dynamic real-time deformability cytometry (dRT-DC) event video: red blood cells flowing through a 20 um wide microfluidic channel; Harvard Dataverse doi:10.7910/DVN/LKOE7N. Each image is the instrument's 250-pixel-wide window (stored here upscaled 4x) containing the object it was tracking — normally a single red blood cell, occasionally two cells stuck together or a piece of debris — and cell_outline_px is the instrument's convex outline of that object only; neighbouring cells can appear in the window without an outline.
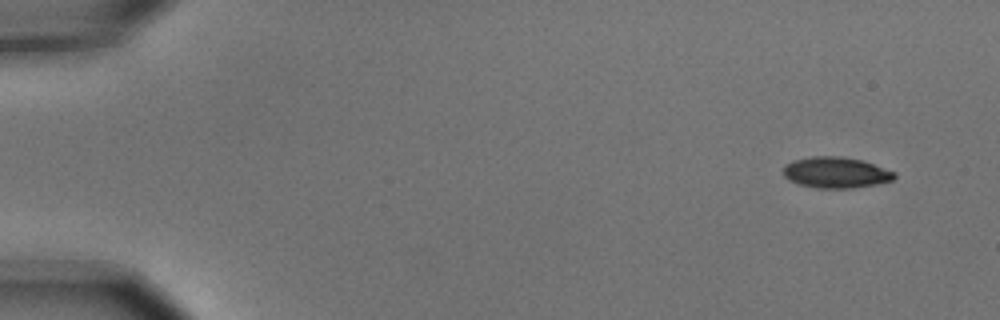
{"species": "common noctule bat (a hibernating species)", "species_latin": "Nyctalus noctula", "temperature_condition": "cold", "stored_images_in_passage": 10, "camera_frame_rate_fps": 3000, "um_per_image_px": 0.085, "animal": {"sex": "male", "body_mass_g": 15.6}, "frame": {"image": 1, "passage_image": 1, "time_ms": 0.0, "image_size_px": [1000, 320], "cell_outline_px": [[896, 176], [892, 180], [876, 184], [852, 188], [820, 188], [800, 184], [788, 180], [784, 176], [784, 164], [792, 160], [812, 156], [840, 156], [864, 160], [896, 172]], "centroid_in_image_um": [71.05, 14.65], "position_along_channel_um": 13.9, "area_um2": 20.17}}
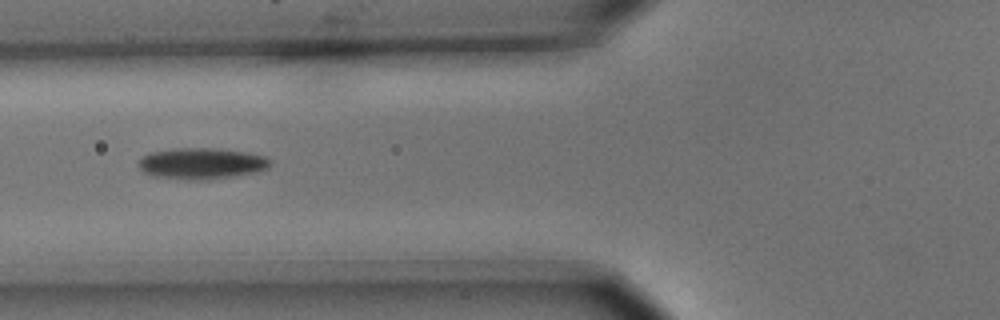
{"frame": {"image": 2, "passage_image": 6, "time_ms": 1.667, "image_size_px": [1000, 320], "cell_outline_px": [[272, 160], [268, 168], [256, 172], [208, 180], [188, 180], [152, 176], [144, 172], [136, 164], [144, 156], [152, 152], [172, 148], [216, 148], [248, 152], [264, 156]], "centroid_in_image_um": [17.14, 13.89], "position_along_channel_um": 108.7, "area_um2": 24.1}}
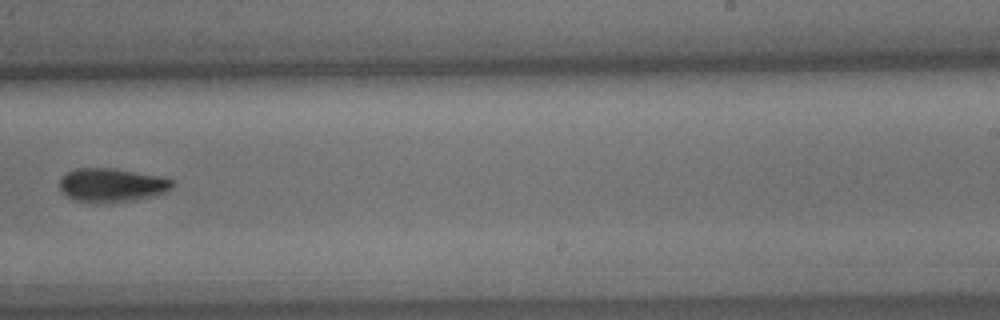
{"frame": {"image": 3, "passage_image": 10, "time_ms": 3.0, "image_size_px": [1000, 320], "cell_outline_px": [[176, 184], [172, 188], [164, 192], [152, 196], [136, 200], [76, 200], [68, 196], [60, 188], [60, 176], [76, 168], [116, 168], [164, 176], [172, 180]], "centroid_in_image_um": [9.57, 15.67], "position_along_channel_um": 279.4, "area_um2": 21.68}}